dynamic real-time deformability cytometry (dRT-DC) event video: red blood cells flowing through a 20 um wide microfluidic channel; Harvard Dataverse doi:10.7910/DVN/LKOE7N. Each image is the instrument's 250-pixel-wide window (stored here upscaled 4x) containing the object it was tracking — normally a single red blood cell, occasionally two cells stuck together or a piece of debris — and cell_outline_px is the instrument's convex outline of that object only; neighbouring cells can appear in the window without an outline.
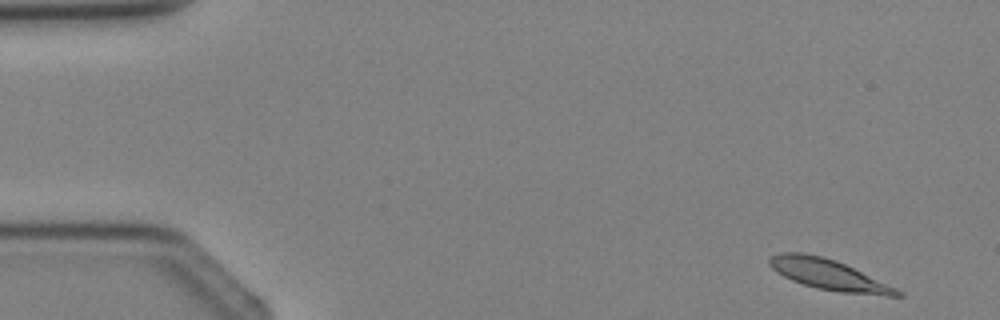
{"species": "Egyptian fruit bat (a non-hibernating species)", "species_latin": "Rousettus aegyptiacus", "temperature_condition": "cold", "stored_images_in_passage": 4, "camera_frame_rate_fps": 3000, "um_per_image_px": 0.085, "animal": {"sex": "female"}, "frame": {"image": 1, "passage_image": 4, "time_ms": 3.667, "image_size_px": [1000, 320], "cell_outline_px": [[904, 296], [888, 296], [840, 292], [816, 288], [792, 280], [776, 272], [768, 264], [768, 256], [780, 252], [804, 252], [824, 256], [836, 260], [896, 288], [904, 292]], "centroid_in_image_um": [70.4, 23.33], "position_along_channel_um": 14.6, "area_um2": 22.77}}